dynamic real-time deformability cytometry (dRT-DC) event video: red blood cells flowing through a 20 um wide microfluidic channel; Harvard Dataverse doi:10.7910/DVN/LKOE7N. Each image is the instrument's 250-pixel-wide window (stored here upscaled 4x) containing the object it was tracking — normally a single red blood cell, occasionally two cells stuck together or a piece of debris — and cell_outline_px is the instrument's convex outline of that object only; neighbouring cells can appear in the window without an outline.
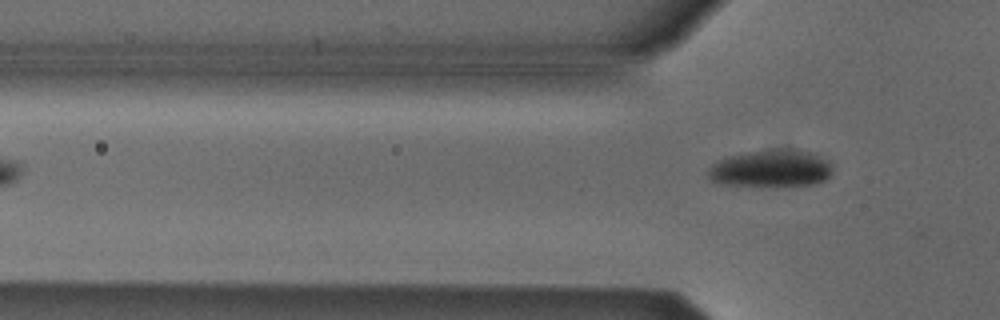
{"species": "Egyptian fruit bat (a non-hibernating species)", "species_latin": "Rousettus aegyptiacus", "temperature_condition": "cold", "stored_images_in_passage": 2, "camera_frame_rate_fps": 3000, "um_per_image_px": 0.085, "animal": {"sex": "male"}, "frame": {"image": 1, "passage_image": 2, "time_ms": 0.333, "image_size_px": [1000, 320], "cell_outline_px": [[832, 172], [824, 180], [816, 184], [776, 188], [760, 188], [716, 184], [708, 176], [708, 168], [712, 164], [728, 156], [752, 152], [780, 148], [808, 152], [832, 160]], "centroid_in_image_um": [65.54, 14.38], "position_along_channel_um": 60.3, "area_um2": 27.98}}